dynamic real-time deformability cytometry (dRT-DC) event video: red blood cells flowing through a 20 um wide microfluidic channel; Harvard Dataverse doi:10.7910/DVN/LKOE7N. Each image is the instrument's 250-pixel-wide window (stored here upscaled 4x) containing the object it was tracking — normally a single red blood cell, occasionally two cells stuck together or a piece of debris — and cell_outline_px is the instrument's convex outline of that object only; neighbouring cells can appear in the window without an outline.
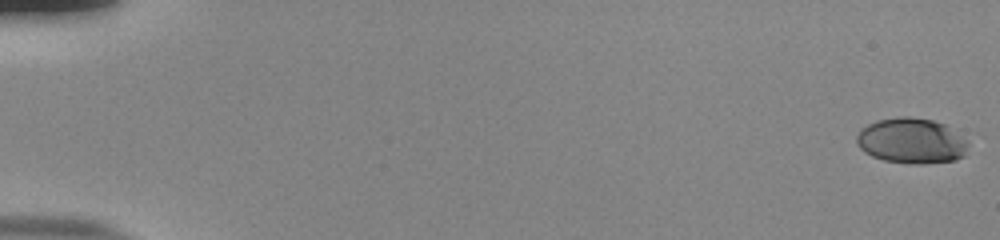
{"species": "human", "species_latin": "Homo sapiens", "temperature_condition": "room temperature", "stored_images_in_passage": 55, "camera_frame_rate_fps": 3000, "um_per_image_px": 0.085, "donor": {"sex": "male"}, "frame": {"image": 1, "passage_image": 1, "time_ms": 0.0, "image_size_px": [1000, 240], "cell_outline_px": [[968, 144], [964, 156], [956, 160], [924, 164], [908, 164], [884, 160], [872, 156], [864, 152], [856, 144], [856, 136], [860, 128], [876, 120], [900, 116], [912, 116], [932, 120], [944, 124], [968, 140]], "centroid_in_image_um": [77.45, 11.97], "position_along_channel_um": 7.5, "area_um2": 29.94}}
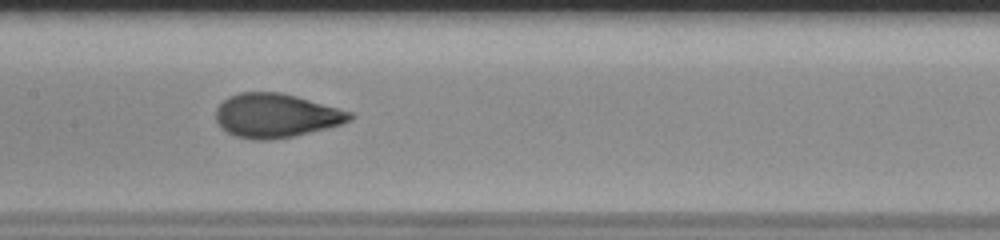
{"frame": {"image": 2, "passage_image": 29, "time_ms": 9.333, "image_size_px": [1000, 240], "cell_outline_px": [[356, 116], [352, 120], [340, 124], [292, 136], [268, 140], [252, 140], [236, 136], [220, 128], [216, 120], [216, 108], [228, 96], [240, 92], [280, 92], [296, 96], [352, 112]], "centroid_in_image_um": [23.43, 9.82], "position_along_channel_um": 184.0, "area_um2": 34.16}}
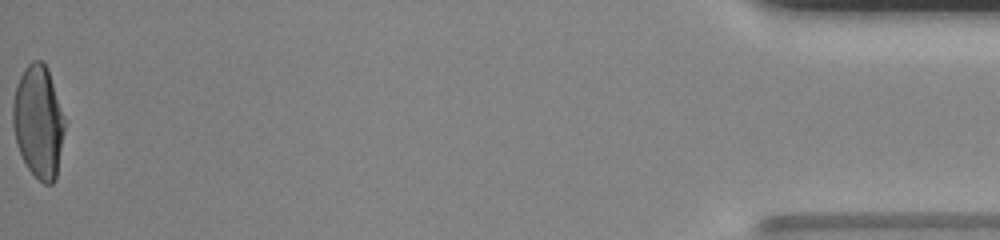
{"frame": {"image": 3, "passage_image": 55, "time_ms": 18.0, "image_size_px": [1000, 240], "cell_outline_px": [[64, 132], [56, 180], [52, 184], [44, 184], [28, 168], [16, 144], [12, 124], [12, 104], [16, 84], [24, 68], [32, 60], [40, 60], [48, 68], [64, 116]], "centroid_in_image_um": [3.25, 10.33], "position_along_channel_um": 431.9, "area_um2": 34.04}, "authors_computed_cell_mechanics": {"area_um2": 33.4084, "velocity_mm_per_s": 3.8965, "shape_relaxation_time_tau1_ms": 4.9535, "shape_relaxation_time_tau2_ms": null, "deformation_change_tau1": 0.217, "deformation_change_tau2": null}}